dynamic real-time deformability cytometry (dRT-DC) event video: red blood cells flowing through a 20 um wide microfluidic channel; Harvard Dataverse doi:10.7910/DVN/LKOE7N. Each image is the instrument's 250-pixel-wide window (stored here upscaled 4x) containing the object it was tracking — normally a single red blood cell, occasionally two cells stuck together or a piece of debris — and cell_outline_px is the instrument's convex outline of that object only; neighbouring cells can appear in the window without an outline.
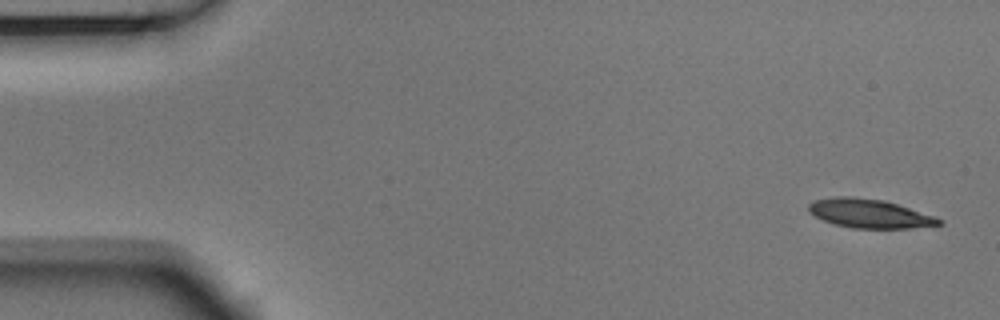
{"species": "Egyptian fruit bat (a non-hibernating species)", "species_latin": "Rousettus aegyptiacus", "temperature_condition": "room temperature", "stored_images_in_passage": 5, "camera_frame_rate_fps": 3000, "um_per_image_px": 0.085, "animal": {"sex": "male"}, "frame": {"image": 1, "passage_image": 1, "time_ms": 0.0, "image_size_px": [1000, 320], "cell_outline_px": [[944, 224], [908, 228], [852, 228], [836, 224], [824, 220], [808, 212], [808, 204], [816, 200], [836, 196], [852, 196], [884, 200], [936, 216]], "centroid_in_image_um": [73.91, 18.14], "position_along_channel_um": 11.1, "area_um2": 21.79}}
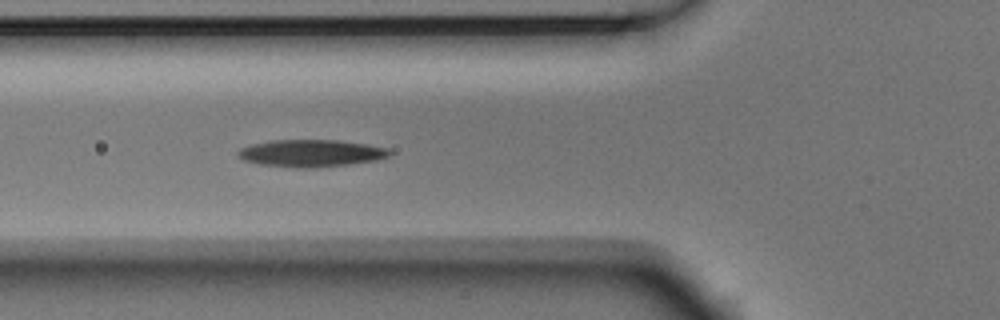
{"frame": {"image": 2, "passage_image": 5, "time_ms": 1.333, "image_size_px": [1000, 320], "cell_outline_px": [[392, 152], [388, 156], [376, 160], [348, 164], [316, 168], [296, 168], [260, 164], [244, 160], [236, 152], [240, 148], [252, 144], [268, 140], [340, 140], [388, 148]], "centroid_in_image_um": [26.42, 13.02], "position_along_channel_um": 99.4, "area_um2": 23.99}}